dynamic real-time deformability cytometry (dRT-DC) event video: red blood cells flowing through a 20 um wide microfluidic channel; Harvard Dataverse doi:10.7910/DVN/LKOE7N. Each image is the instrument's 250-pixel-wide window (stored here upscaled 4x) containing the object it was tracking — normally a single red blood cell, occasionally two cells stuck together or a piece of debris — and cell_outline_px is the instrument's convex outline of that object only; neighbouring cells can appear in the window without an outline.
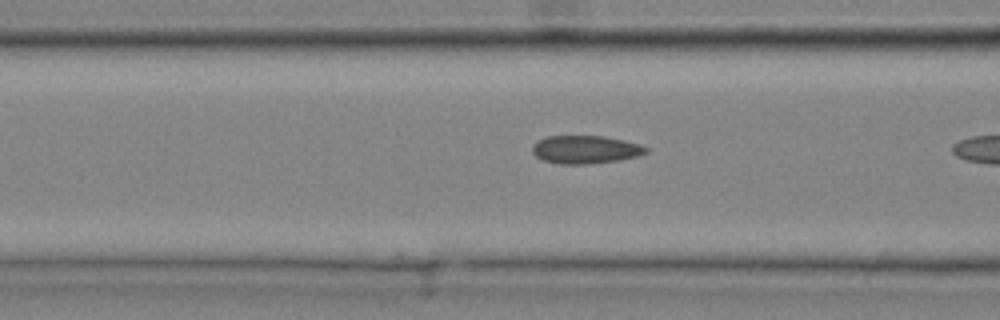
{"species": "common noctule bat (a hibernating species)", "species_latin": "Nyctalus noctula", "temperature_condition": "cold", "stored_images_in_passage": 8, "camera_frame_rate_fps": 3000, "um_per_image_px": 0.085, "animal": {"sex": "male", "body_mass_g": 20.4}, "frame": {"image": 1, "passage_image": 7, "time_ms": 2.0, "image_size_px": [1000, 320], "cell_outline_px": [[648, 152], [636, 156], [620, 160], [588, 164], [560, 164], [544, 160], [536, 156], [532, 152], [532, 144], [536, 140], [548, 136], [604, 136], [624, 140], [640, 144], [648, 148]], "centroid_in_image_um": [49.75, 12.7], "position_along_channel_um": 116.9, "area_um2": 18.67}}